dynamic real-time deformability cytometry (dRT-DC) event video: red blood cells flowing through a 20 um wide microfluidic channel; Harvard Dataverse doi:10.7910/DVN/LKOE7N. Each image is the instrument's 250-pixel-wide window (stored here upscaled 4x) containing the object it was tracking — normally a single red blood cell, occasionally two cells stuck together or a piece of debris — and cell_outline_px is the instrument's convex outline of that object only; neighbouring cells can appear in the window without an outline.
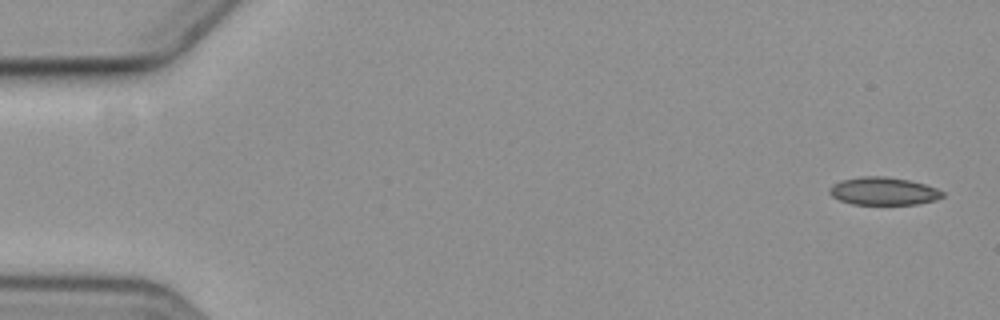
{"species": "common noctule bat (a hibernating species)", "species_latin": "Nyctalus noctula", "temperature_condition": "cold", "stored_images_in_passage": 6, "segment_of_instrument_passage": [2, 2], "camera_frame_rate_fps": 3000, "um_per_image_px": 0.085, "animal": {"sex": "female", "body_mass_g": 19.3, "forearm_length_mm": 54.1}, "frame": {"image": 1, "passage_image": 6, "time_ms": 7.0, "image_size_px": [1000, 320], "cell_outline_px": [[944, 196], [936, 200], [916, 204], [852, 204], [840, 200], [832, 196], [828, 192], [828, 188], [832, 184], [840, 180], [860, 176], [884, 176], [908, 180], [924, 184], [936, 188], [944, 192]], "centroid_in_image_um": [75.06, 16.24], "position_along_channel_um": 9.9, "area_um2": 18.38}}